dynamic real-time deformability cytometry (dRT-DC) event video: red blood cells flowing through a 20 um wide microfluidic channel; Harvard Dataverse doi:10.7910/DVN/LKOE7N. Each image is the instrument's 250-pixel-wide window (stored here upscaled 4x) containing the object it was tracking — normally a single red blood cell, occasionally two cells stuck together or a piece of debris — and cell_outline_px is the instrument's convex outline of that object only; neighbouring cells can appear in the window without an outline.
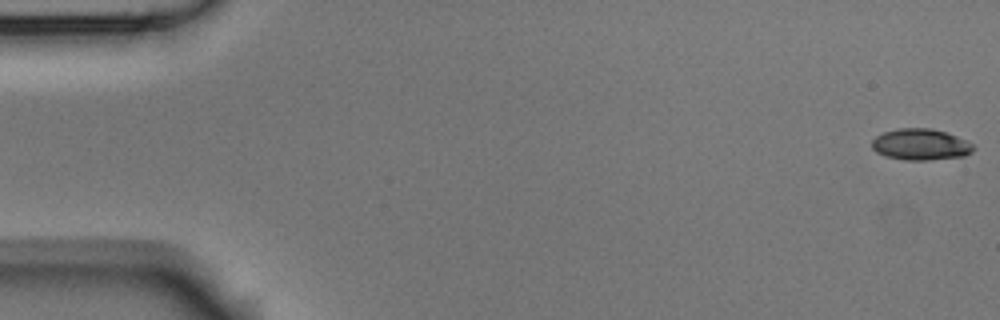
{"species": "Egyptian fruit bat (a non-hibernating species)", "species_latin": "Rousettus aegyptiacus", "temperature_condition": "room temperature", "stored_images_in_passage": 6, "camera_frame_rate_fps": 3000, "um_per_image_px": 0.085, "animal": {"sex": "male"}, "frame": {"image": 1, "passage_image": 1, "time_ms": 0.0, "image_size_px": [1000, 320], "cell_outline_px": [[976, 148], [972, 152], [964, 156], [928, 160], [904, 160], [884, 156], [876, 152], [872, 148], [872, 140], [876, 136], [884, 132], [900, 128], [932, 128], [956, 136], [972, 144]], "centroid_in_image_um": [78.23, 12.29], "position_along_channel_um": 6.8, "area_um2": 18.5}}
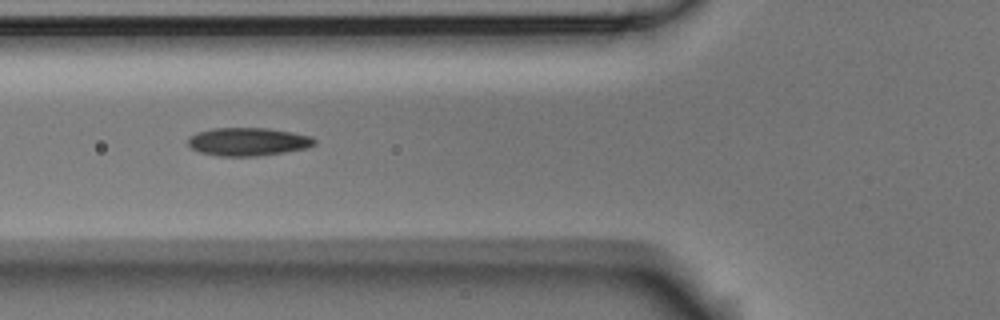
{"frame": {"image": 2, "passage_image": 5, "time_ms": 1.333, "image_size_px": [1000, 320], "cell_outline_px": [[316, 144], [308, 148], [284, 152], [256, 156], [220, 156], [200, 152], [192, 148], [188, 144], [188, 136], [196, 132], [212, 128], [268, 128], [292, 132], [312, 136], [316, 140]], "centroid_in_image_um": [21.09, 12.04], "position_along_channel_um": 104.7, "area_um2": 20.87}}
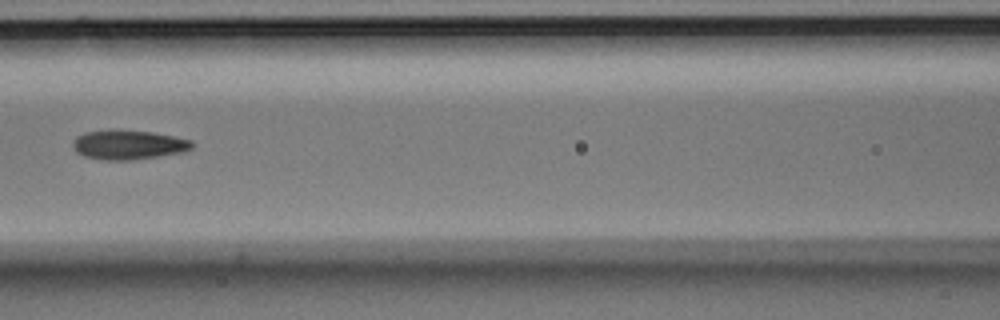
{"frame": {"image": 3, "passage_image": 6, "time_ms": 1.667, "image_size_px": [1000, 320], "cell_outline_px": [[196, 144], [192, 148], [184, 152], [160, 156], [132, 160], [100, 160], [84, 156], [76, 152], [72, 148], [72, 140], [76, 136], [84, 132], [152, 132], [192, 140]], "centroid_in_image_um": [10.93, 12.35], "position_along_channel_um": 155.7, "area_um2": 20.06}}